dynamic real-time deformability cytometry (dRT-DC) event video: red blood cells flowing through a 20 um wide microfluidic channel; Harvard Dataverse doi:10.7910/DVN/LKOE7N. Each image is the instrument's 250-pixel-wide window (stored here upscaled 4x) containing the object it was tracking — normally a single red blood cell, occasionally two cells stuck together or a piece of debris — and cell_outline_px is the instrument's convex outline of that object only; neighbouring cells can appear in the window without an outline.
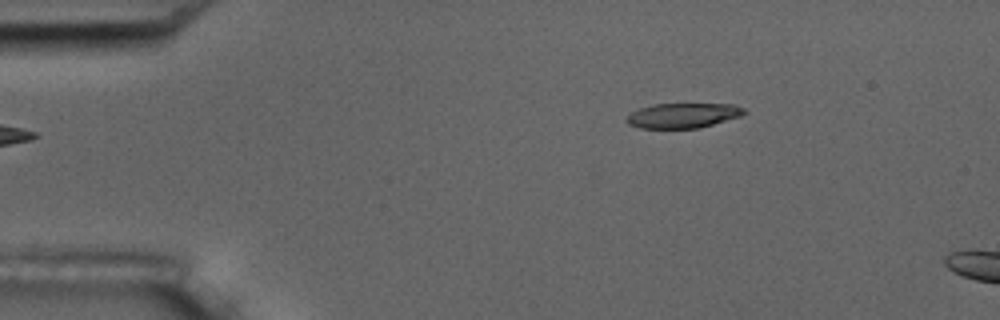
{"species": "common noctule bat (a hibernating species)", "species_latin": "Nyctalus noctula", "temperature_condition": "room temperature", "stored_images_in_passage": 2, "camera_frame_rate_fps": 3000, "um_per_image_px": 0.085, "animal": {"sex": "male", "body_mass_g": 17.5, "forearm_length_mm": 52.3}, "frame": {"image": 1, "passage_image": 2, "time_ms": 1.0, "image_size_px": [1000, 320], "cell_outline_px": [[748, 112], [740, 116], [700, 128], [640, 128], [628, 124], [624, 120], [632, 112], [640, 108], [652, 104], [732, 104], [744, 108]], "centroid_in_image_um": [58.05, 9.82], "position_along_channel_um": 27.0, "area_um2": 17.05}}